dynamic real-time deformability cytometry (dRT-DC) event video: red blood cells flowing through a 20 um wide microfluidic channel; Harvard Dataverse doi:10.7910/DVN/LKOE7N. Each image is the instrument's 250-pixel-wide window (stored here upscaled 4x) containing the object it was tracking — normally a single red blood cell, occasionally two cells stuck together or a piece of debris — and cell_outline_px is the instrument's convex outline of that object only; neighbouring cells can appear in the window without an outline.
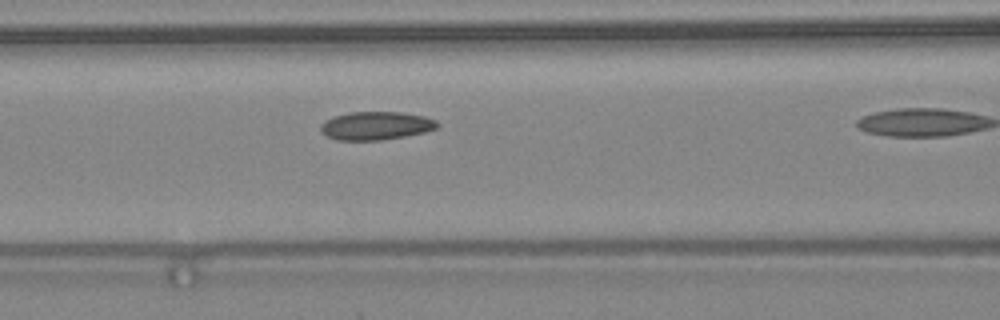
{"species": "common noctule bat (a hibernating species)", "species_latin": "Nyctalus noctula", "temperature_condition": "warm", "stored_images_in_passage": 11, "camera_frame_rate_fps": 3000, "um_per_image_px": 0.085, "animal": {"sex": "female", "body_mass_g": 24.6, "forearm_length_mm": 56.2}, "frame": {"image": 1, "passage_image": 10, "time_ms": 3.0, "image_size_px": [1000, 320], "cell_outline_px": [[440, 124], [436, 128], [424, 132], [384, 140], [336, 140], [320, 132], [320, 124], [324, 120], [332, 116], [348, 112], [404, 112], [424, 116], [436, 120]], "centroid_in_image_um": [31.92, 10.68], "position_along_channel_um": 134.7, "area_um2": 19.42}}